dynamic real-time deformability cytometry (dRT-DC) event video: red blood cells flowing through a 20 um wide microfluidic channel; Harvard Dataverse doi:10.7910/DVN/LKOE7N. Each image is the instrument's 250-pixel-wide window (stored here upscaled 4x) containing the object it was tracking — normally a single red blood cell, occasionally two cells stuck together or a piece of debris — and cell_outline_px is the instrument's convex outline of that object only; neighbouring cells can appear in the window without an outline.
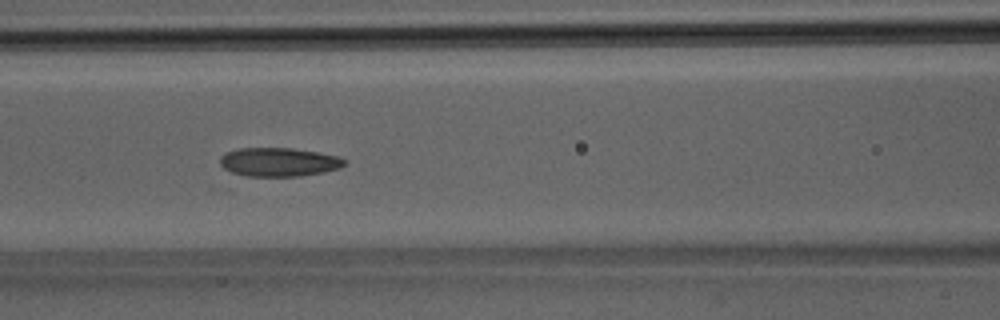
{"species": "Egyptian fruit bat (a non-hibernating species)", "species_latin": "Rousettus aegyptiacus", "temperature_condition": "room temperature", "stored_images_in_passage": 35, "camera_frame_rate_fps": 3000, "um_per_image_px": 0.085, "animal": {"sex": "male"}, "frame": {"image": 1, "passage_image": 16, "time_ms": 5.0, "image_size_px": [1000, 320], "cell_outline_px": [[348, 160], [340, 168], [324, 172], [300, 176], [248, 176], [232, 172], [224, 168], [220, 164], [220, 156], [224, 152], [240, 148], [292, 148], [340, 156]], "centroid_in_image_um": [23.71, 13.77], "position_along_channel_um": 142.9, "area_um2": 20.92}}